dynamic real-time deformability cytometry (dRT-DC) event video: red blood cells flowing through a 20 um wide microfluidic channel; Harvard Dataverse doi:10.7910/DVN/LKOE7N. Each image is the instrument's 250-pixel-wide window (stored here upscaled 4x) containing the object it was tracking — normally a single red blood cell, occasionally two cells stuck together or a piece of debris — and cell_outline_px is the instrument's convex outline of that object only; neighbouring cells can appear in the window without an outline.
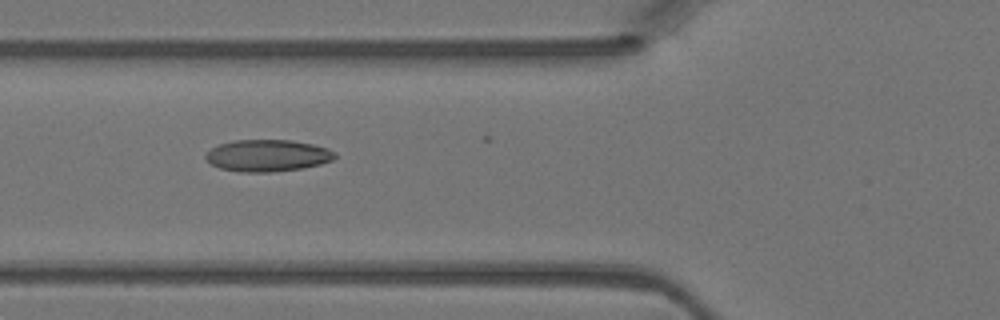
{"species": "Egyptian fruit bat (a non-hibernating species)", "species_latin": "Rousettus aegyptiacus", "temperature_condition": "warm", "stored_images_in_passage": 3, "camera_frame_rate_fps": 3000, "um_per_image_px": 0.085, "animal": {"sex": "female"}, "frame": {"image": 1, "passage_image": 2, "time_ms": 0.333, "image_size_px": [1000, 320], "cell_outline_px": [[336, 156], [332, 160], [320, 164], [304, 168], [272, 172], [240, 172], [220, 168], [212, 164], [204, 156], [212, 148], [220, 144], [232, 140], [292, 140], [312, 144], [328, 148], [336, 152]], "centroid_in_image_um": [22.77, 13.22], "position_along_channel_um": 103.0, "area_um2": 23.99}}